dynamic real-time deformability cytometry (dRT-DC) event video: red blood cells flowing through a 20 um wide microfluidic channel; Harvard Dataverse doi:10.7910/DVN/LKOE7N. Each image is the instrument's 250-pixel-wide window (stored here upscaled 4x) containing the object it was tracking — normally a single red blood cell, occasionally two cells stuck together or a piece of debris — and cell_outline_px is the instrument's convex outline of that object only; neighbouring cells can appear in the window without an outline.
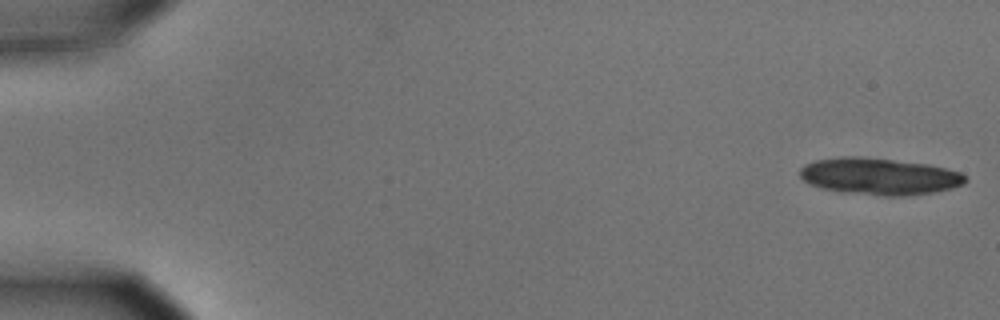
{"species": "common noctule bat (a hibernating species)", "species_latin": "Nyctalus noctula", "temperature_condition": "cold", "stored_images_in_passage": 8, "camera_frame_rate_fps": 3000, "um_per_image_px": 0.085, "animal": {"sex": "male", "body_mass_g": 15.6}, "frame": {"image": 1, "passage_image": 1, "time_ms": 0.0, "image_size_px": [1000, 320], "cell_outline_px": [[968, 180], [964, 184], [952, 188], [932, 192], [904, 196], [884, 196], [840, 192], [820, 188], [808, 184], [800, 176], [800, 168], [804, 164], [816, 160], [840, 156], [856, 156], [928, 164], [960, 172], [968, 176]], "centroid_in_image_um": [74.72, 14.99], "position_along_channel_um": 10.3, "area_um2": 35.66}}
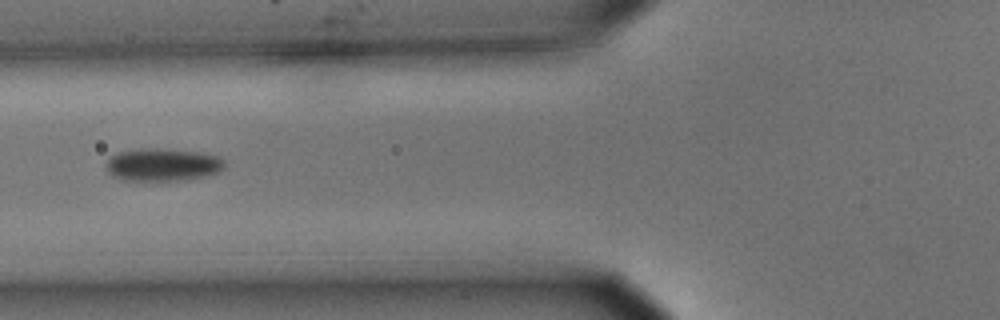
{"frame": {"image": 2, "passage_image": 7, "time_ms": 2.0, "image_size_px": [1000, 320], "cell_outline_px": [[224, 168], [208, 176], [152, 184], [144, 184], [124, 180], [112, 176], [108, 172], [108, 160], [112, 156], [120, 152], [140, 148], [148, 148], [200, 152], [220, 156], [224, 160]], "centroid_in_image_um": [13.82, 14.06], "position_along_channel_um": 112.0, "area_um2": 23.24}}
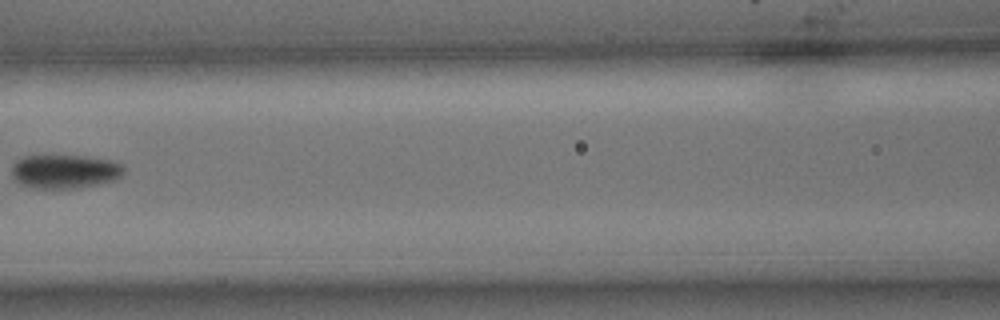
{"frame": {"image": 3, "passage_image": 8, "time_ms": 2.333, "image_size_px": [1000, 320], "cell_outline_px": [[124, 172], [116, 180], [80, 188], [32, 188], [20, 184], [12, 180], [12, 164], [20, 156], [84, 156], [112, 160], [124, 164]], "centroid_in_image_um": [5.49, 14.57], "position_along_channel_um": 161.1, "area_um2": 22.48}}